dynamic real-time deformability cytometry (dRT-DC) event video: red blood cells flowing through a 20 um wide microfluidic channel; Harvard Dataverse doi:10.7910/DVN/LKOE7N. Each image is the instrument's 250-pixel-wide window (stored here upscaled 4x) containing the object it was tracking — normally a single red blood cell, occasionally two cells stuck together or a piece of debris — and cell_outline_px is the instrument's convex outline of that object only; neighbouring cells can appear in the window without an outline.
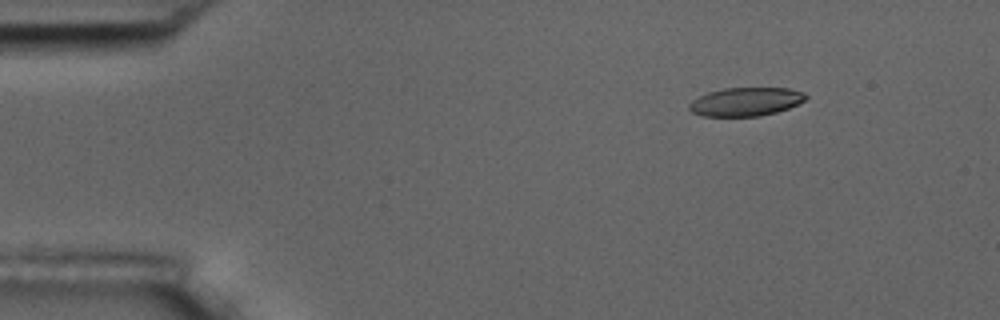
{"species": "common noctule bat (a hibernating species)", "species_latin": "Nyctalus noctula", "temperature_condition": "room temperature", "stored_images_in_passage": 51, "camera_frame_rate_fps": 3000, "um_per_image_px": 0.085, "animal": {"sex": "male", "body_mass_g": 17.5, "forearm_length_mm": 52.3}, "frame": {"image": 1, "passage_image": 2, "time_ms": 0.333, "image_size_px": [1000, 320], "cell_outline_px": [[808, 96], [804, 100], [788, 108], [776, 112], [760, 116], [704, 116], [692, 112], [688, 108], [688, 104], [692, 100], [708, 92], [724, 88], [788, 88], [804, 92]], "centroid_in_image_um": [63.37, 8.64], "position_along_channel_um": 21.6, "area_um2": 19.31}}
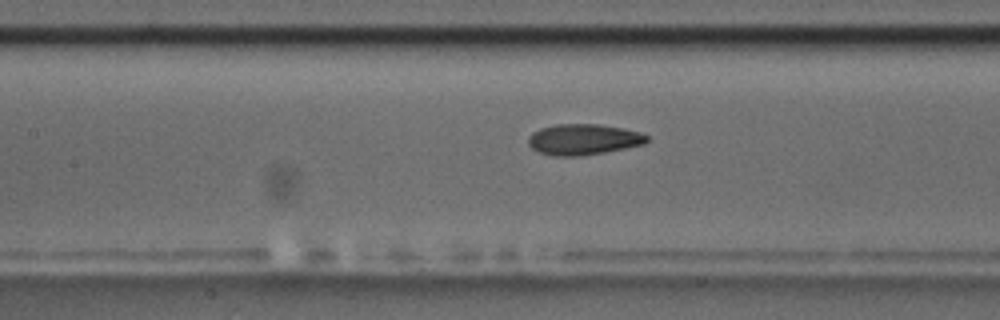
{"frame": {"image": 2, "passage_image": 20, "time_ms": 6.333, "image_size_px": [1000, 320], "cell_outline_px": [[648, 140], [644, 144], [604, 152], [580, 156], [556, 156], [540, 152], [532, 148], [528, 144], [528, 136], [532, 132], [540, 128], [556, 124], [596, 124], [624, 128], [640, 132], [648, 136]], "centroid_in_image_um": [49.57, 11.84], "position_along_channel_um": 157.8, "area_um2": 21.27}}
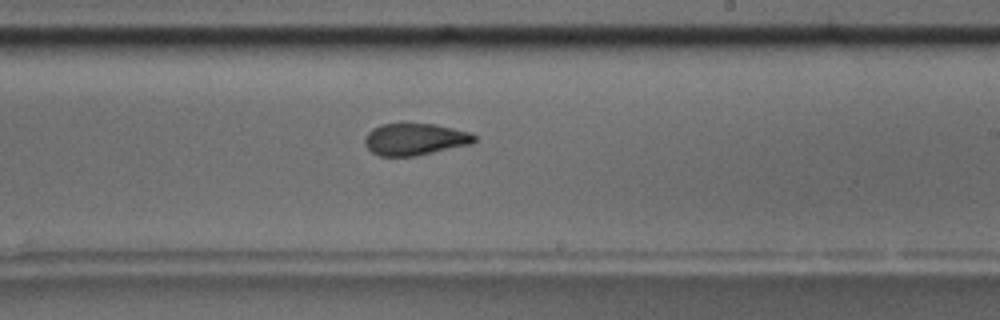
{"frame": {"image": 3, "passage_image": 28, "time_ms": 9.0, "image_size_px": [1000, 320], "cell_outline_px": [[476, 140], [472, 144], [416, 156], [380, 156], [372, 152], [364, 144], [364, 136], [372, 128], [380, 124], [404, 120], [436, 124], [472, 132], [476, 136]], "centroid_in_image_um": [35.26, 11.78], "position_along_channel_um": 253.7, "area_um2": 21.39}, "authors_computed_cell_mechanics": {"area_um2": 21.097, "velocity_mm_per_s": 3.6221, "shape_relaxation_time_tau1_ms": 8.4604, "shape_relaxation_time_tau2_ms": 2.1966, "deformation_change_tau1": 0.2041, "deformation_change_tau2": 0.0966}}